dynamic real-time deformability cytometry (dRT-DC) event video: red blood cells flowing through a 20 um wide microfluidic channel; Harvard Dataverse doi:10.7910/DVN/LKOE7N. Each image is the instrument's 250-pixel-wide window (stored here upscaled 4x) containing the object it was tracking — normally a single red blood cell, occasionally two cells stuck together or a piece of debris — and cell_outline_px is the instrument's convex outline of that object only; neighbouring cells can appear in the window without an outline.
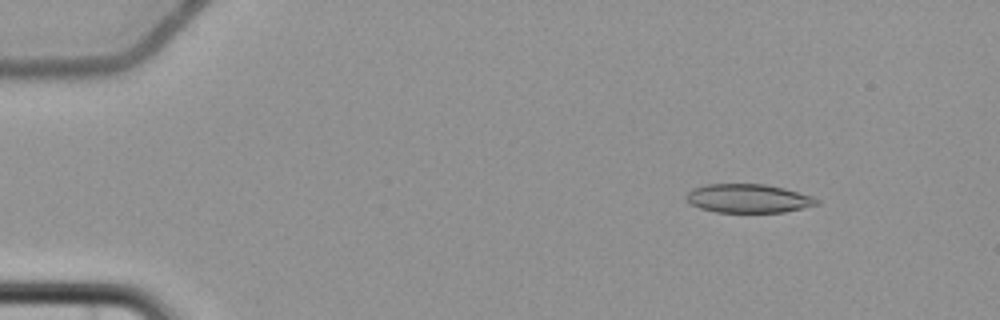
{"species": "common noctule bat (a hibernating species)", "species_latin": "Nyctalus noctula", "temperature_condition": "cold", "stored_images_in_passage": 6, "camera_frame_rate_fps": 3000, "um_per_image_px": 0.085, "animal": {"sex": "female", "body_mass_g": 22.7, "forearm_length_mm": 54.2}, "frame": {"image": 1, "passage_image": 3, "time_ms": 2.333, "image_size_px": [1000, 320], "cell_outline_px": [[820, 204], [804, 208], [784, 212], [716, 212], [700, 208], [692, 204], [684, 196], [692, 188], [704, 184], [764, 184], [784, 188], [812, 196], [820, 200]], "centroid_in_image_um": [63.62, 16.86], "position_along_channel_um": 21.4, "area_um2": 21.91}}
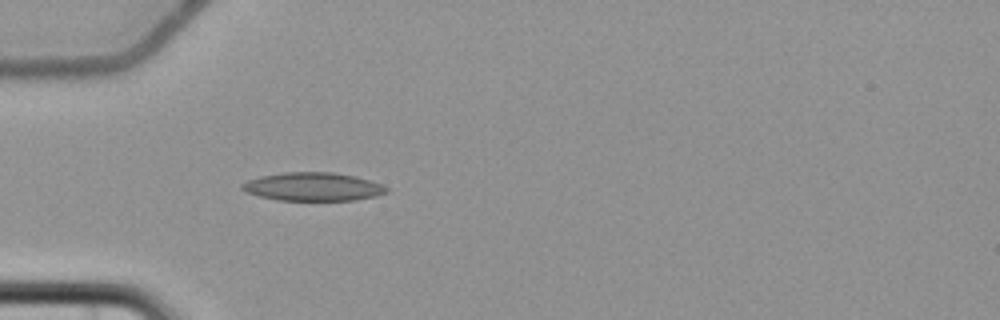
{"frame": {"image": 2, "passage_image": 6, "time_ms": 6.0, "image_size_px": [1000, 320], "cell_outline_px": [[388, 192], [376, 196], [356, 200], [276, 200], [244, 192], [240, 188], [240, 184], [248, 180], [260, 176], [284, 172], [332, 172], [356, 176], [380, 184], [388, 188]], "centroid_in_image_um": [26.57, 15.87], "position_along_channel_um": 58.4, "area_um2": 23.93}}